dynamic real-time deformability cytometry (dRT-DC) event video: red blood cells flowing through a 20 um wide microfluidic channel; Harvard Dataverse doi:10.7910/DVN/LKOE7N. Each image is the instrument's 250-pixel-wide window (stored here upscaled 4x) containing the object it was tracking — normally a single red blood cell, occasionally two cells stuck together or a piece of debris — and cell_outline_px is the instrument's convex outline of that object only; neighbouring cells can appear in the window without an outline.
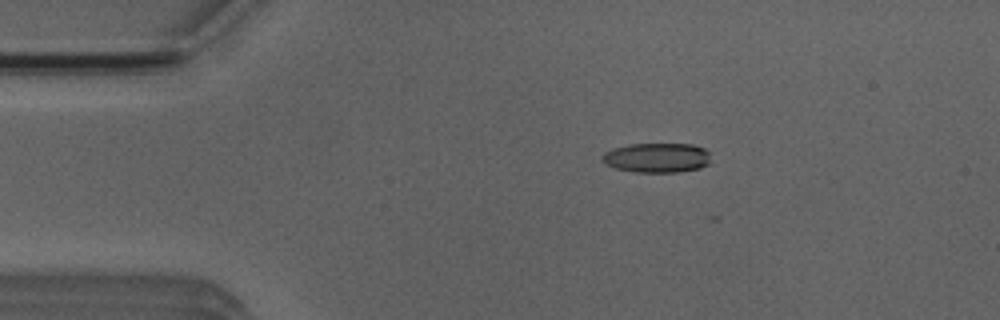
{"species": "Egyptian fruit bat (a non-hibernating species)", "species_latin": "Rousettus aegyptiacus", "temperature_condition": "room temperature", "stored_images_in_passage": 31, "camera_frame_rate_fps": 3000, "um_per_image_px": 0.085, "animal": {"sex": "male"}, "frame": {"image": 1, "passage_image": 1, "time_ms": 0.0, "image_size_px": [1000, 320], "cell_outline_px": [[708, 164], [700, 168], [676, 172], [636, 172], [616, 168], [604, 164], [600, 160], [600, 156], [604, 152], [612, 148], [628, 144], [692, 144], [704, 148], [708, 152]], "centroid_in_image_um": [55.77, 13.4], "position_along_channel_um": 29.2, "area_um2": 18.84}}
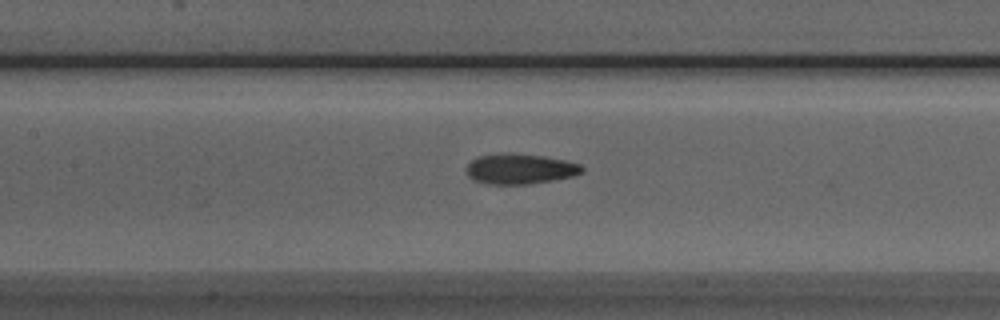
{"frame": {"image": 2, "passage_image": 15, "time_ms": 4.667, "image_size_px": [1000, 320], "cell_outline_px": [[584, 172], [572, 176], [552, 180], [528, 184], [488, 184], [472, 180], [468, 176], [464, 168], [476, 156], [544, 156], [564, 160], [580, 164], [584, 168]], "centroid_in_image_um": [44.2, 14.41], "position_along_channel_um": 163.2, "area_um2": 19.65}}